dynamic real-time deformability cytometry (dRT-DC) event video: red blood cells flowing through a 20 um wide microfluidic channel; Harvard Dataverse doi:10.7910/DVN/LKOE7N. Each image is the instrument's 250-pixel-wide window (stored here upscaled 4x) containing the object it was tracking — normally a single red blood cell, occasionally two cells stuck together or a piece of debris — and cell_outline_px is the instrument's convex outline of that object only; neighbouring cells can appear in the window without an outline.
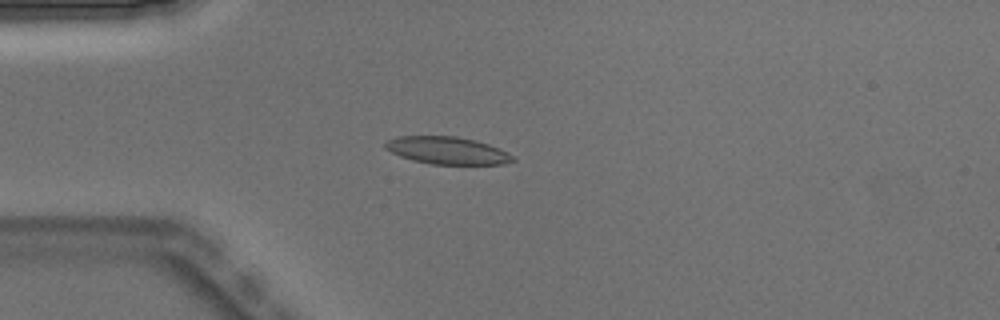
{"species": "Egyptian fruit bat (a non-hibernating species)", "species_latin": "Rousettus aegyptiacus", "temperature_condition": "warm", "stored_images_in_passage": 4, "camera_frame_rate_fps": 3000, "um_per_image_px": 0.085, "animal": {"sex": "male"}, "frame": {"image": 1, "passage_image": 4, "time_ms": 1.0, "image_size_px": [1000, 320], "cell_outline_px": [[516, 160], [504, 164], [432, 164], [412, 160], [400, 156], [384, 148], [384, 144], [388, 140], [396, 136], [456, 136], [476, 140], [488, 144], [508, 152]], "centroid_in_image_um": [38.01, 12.78], "position_along_channel_um": 47.0, "area_um2": 20.35}}